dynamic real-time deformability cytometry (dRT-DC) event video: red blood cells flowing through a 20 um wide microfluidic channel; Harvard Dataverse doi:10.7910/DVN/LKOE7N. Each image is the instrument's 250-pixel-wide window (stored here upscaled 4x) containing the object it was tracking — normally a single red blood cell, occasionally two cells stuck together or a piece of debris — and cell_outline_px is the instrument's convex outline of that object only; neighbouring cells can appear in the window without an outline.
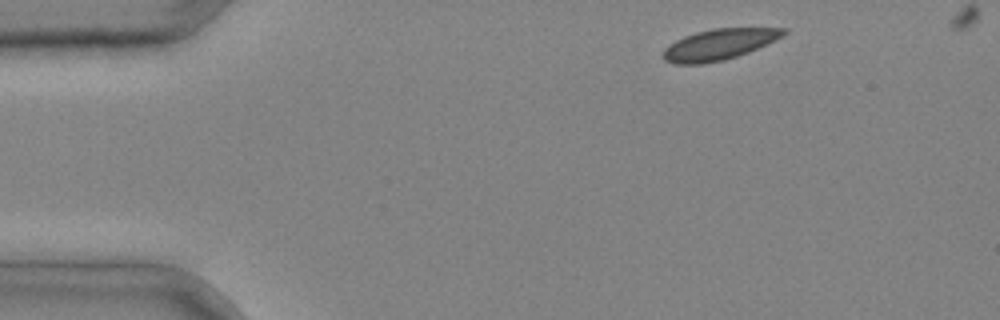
{"species": "common noctule bat (a hibernating species)", "species_latin": "Nyctalus noctula", "temperature_condition": "cold", "stored_images_in_passage": 5, "camera_frame_rate_fps": 3000, "um_per_image_px": 0.085, "animal": {"sex": "male", "body_mass_g": 20.4}, "frame": {"image": 1, "passage_image": 5, "time_ms": 1.333, "image_size_px": [1000, 320], "cell_outline_px": [[788, 32], [748, 52], [724, 60], [704, 64], [676, 64], [664, 60], [660, 56], [664, 48], [676, 40], [684, 36], [696, 32], [712, 28], [788, 28]], "centroid_in_image_um": [61.03, 3.78], "position_along_channel_um": 24.0, "area_um2": 21.5}}